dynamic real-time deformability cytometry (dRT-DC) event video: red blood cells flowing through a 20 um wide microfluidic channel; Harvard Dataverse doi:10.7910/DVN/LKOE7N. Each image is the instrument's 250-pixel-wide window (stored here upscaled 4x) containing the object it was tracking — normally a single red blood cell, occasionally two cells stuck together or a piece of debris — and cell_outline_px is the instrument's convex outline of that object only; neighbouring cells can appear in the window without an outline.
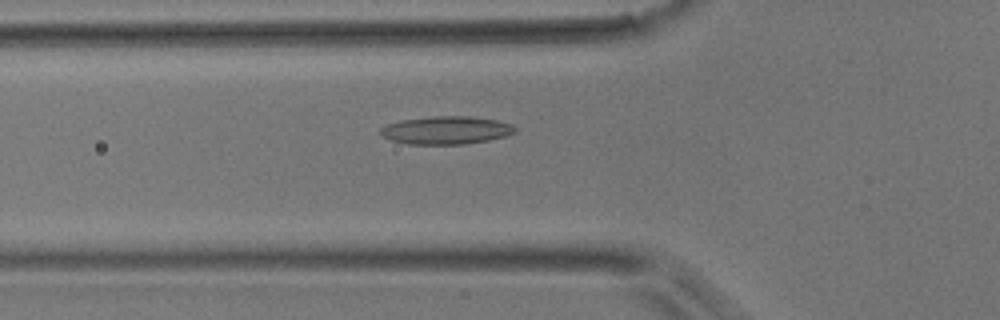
{"species": "common noctule bat (a hibernating species)", "species_latin": "Nyctalus noctula", "temperature_condition": "room temperature", "stored_images_in_passage": 36, "camera_frame_rate_fps": 3000, "um_per_image_px": 0.085, "animal": {"sex": "male", "body_mass_g": 17.9}, "frame": {"image": 1, "passage_image": 10, "time_ms": 3.0, "image_size_px": [1000, 320], "cell_outline_px": [[516, 132], [504, 136], [488, 140], [464, 144], [408, 144], [392, 140], [380, 136], [380, 128], [388, 124], [400, 120], [432, 116], [468, 116], [496, 120], [512, 124], [516, 128]], "centroid_in_image_um": [37.9, 11.06], "position_along_channel_um": 87.9, "area_um2": 21.91}}
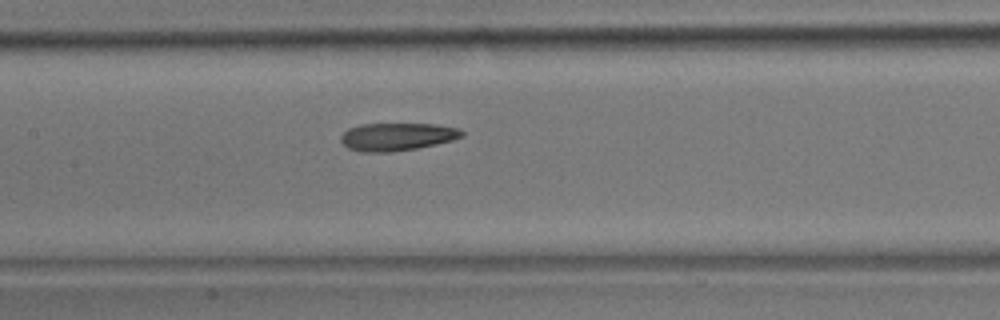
{"frame": {"image": 2, "passage_image": 16, "time_ms": 5.0, "image_size_px": [1000, 320], "cell_outline_px": [[464, 136], [452, 140], [436, 144], [416, 148], [388, 152], [360, 152], [348, 148], [340, 140], [340, 136], [348, 128], [360, 124], [436, 124], [460, 128], [464, 132]], "centroid_in_image_um": [33.75, 11.61], "position_along_channel_um": 173.7, "area_um2": 19.65}}
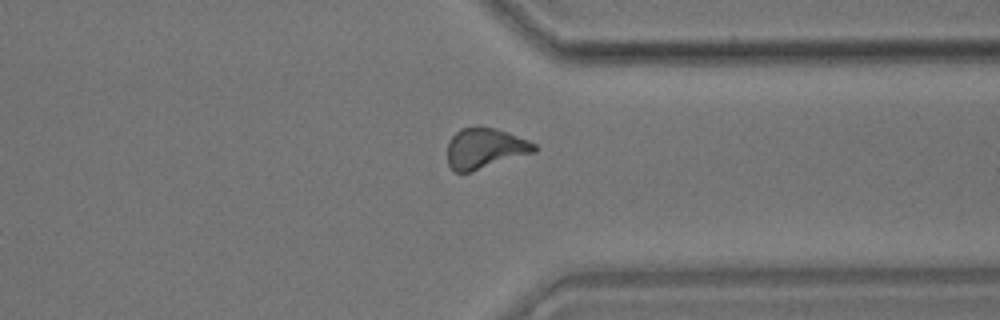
{"frame": {"image": 3, "passage_image": 30, "time_ms": 9.667, "image_size_px": [1000, 320], "cell_outline_px": [[536, 152], [468, 172], [456, 172], [448, 164], [448, 140], [460, 128], [480, 124], [496, 128], [508, 132], [528, 140], [536, 144]], "centroid_in_image_um": [41.21, 12.56], "position_along_channel_um": 370.2, "area_um2": 20.69}}